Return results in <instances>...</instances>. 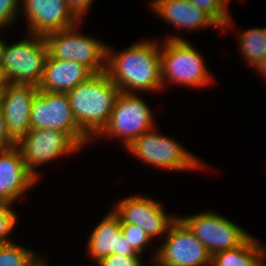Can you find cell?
<instances>
[{
    "mask_svg": "<svg viewBox=\"0 0 266 266\" xmlns=\"http://www.w3.org/2000/svg\"><path fill=\"white\" fill-rule=\"evenodd\" d=\"M158 46L155 42L140 41L127 50L112 54L107 46L105 72L122 92L158 91L162 88Z\"/></svg>",
    "mask_w": 266,
    "mask_h": 266,
    "instance_id": "1",
    "label": "cell"
},
{
    "mask_svg": "<svg viewBox=\"0 0 266 266\" xmlns=\"http://www.w3.org/2000/svg\"><path fill=\"white\" fill-rule=\"evenodd\" d=\"M120 92L106 72L92 75L67 92L74 118L89 139L107 126Z\"/></svg>",
    "mask_w": 266,
    "mask_h": 266,
    "instance_id": "2",
    "label": "cell"
},
{
    "mask_svg": "<svg viewBox=\"0 0 266 266\" xmlns=\"http://www.w3.org/2000/svg\"><path fill=\"white\" fill-rule=\"evenodd\" d=\"M30 37L11 46L4 43L0 65L8 83L37 87L41 83L48 45L43 36Z\"/></svg>",
    "mask_w": 266,
    "mask_h": 266,
    "instance_id": "3",
    "label": "cell"
},
{
    "mask_svg": "<svg viewBox=\"0 0 266 266\" xmlns=\"http://www.w3.org/2000/svg\"><path fill=\"white\" fill-rule=\"evenodd\" d=\"M160 48L162 87L166 80L201 87L210 82L204 60L188 41L171 36Z\"/></svg>",
    "mask_w": 266,
    "mask_h": 266,
    "instance_id": "4",
    "label": "cell"
},
{
    "mask_svg": "<svg viewBox=\"0 0 266 266\" xmlns=\"http://www.w3.org/2000/svg\"><path fill=\"white\" fill-rule=\"evenodd\" d=\"M31 129L65 132L80 148L91 141L78 126L67 93L38 90L31 105Z\"/></svg>",
    "mask_w": 266,
    "mask_h": 266,
    "instance_id": "5",
    "label": "cell"
},
{
    "mask_svg": "<svg viewBox=\"0 0 266 266\" xmlns=\"http://www.w3.org/2000/svg\"><path fill=\"white\" fill-rule=\"evenodd\" d=\"M76 31L74 26L47 34L48 53L56 59L81 63L94 74L105 72L107 45Z\"/></svg>",
    "mask_w": 266,
    "mask_h": 266,
    "instance_id": "6",
    "label": "cell"
},
{
    "mask_svg": "<svg viewBox=\"0 0 266 266\" xmlns=\"http://www.w3.org/2000/svg\"><path fill=\"white\" fill-rule=\"evenodd\" d=\"M151 129L126 148L144 163L170 170H189L202 168L203 163L182 148L178 142L169 137L153 132Z\"/></svg>",
    "mask_w": 266,
    "mask_h": 266,
    "instance_id": "7",
    "label": "cell"
},
{
    "mask_svg": "<svg viewBox=\"0 0 266 266\" xmlns=\"http://www.w3.org/2000/svg\"><path fill=\"white\" fill-rule=\"evenodd\" d=\"M153 115L136 93L120 92L107 126L99 135L123 138L125 149L145 132L154 129Z\"/></svg>",
    "mask_w": 266,
    "mask_h": 266,
    "instance_id": "8",
    "label": "cell"
},
{
    "mask_svg": "<svg viewBox=\"0 0 266 266\" xmlns=\"http://www.w3.org/2000/svg\"><path fill=\"white\" fill-rule=\"evenodd\" d=\"M167 235V236H166ZM165 243L153 257L157 266H210L212 256L180 219L171 225Z\"/></svg>",
    "mask_w": 266,
    "mask_h": 266,
    "instance_id": "9",
    "label": "cell"
},
{
    "mask_svg": "<svg viewBox=\"0 0 266 266\" xmlns=\"http://www.w3.org/2000/svg\"><path fill=\"white\" fill-rule=\"evenodd\" d=\"M179 218L202 242L211 256L240 246L250 236L240 226L212 211Z\"/></svg>",
    "mask_w": 266,
    "mask_h": 266,
    "instance_id": "10",
    "label": "cell"
},
{
    "mask_svg": "<svg viewBox=\"0 0 266 266\" xmlns=\"http://www.w3.org/2000/svg\"><path fill=\"white\" fill-rule=\"evenodd\" d=\"M16 146L29 172L38 179L35 167L58 156L76 152L80 147L65 133L51 129H31Z\"/></svg>",
    "mask_w": 266,
    "mask_h": 266,
    "instance_id": "11",
    "label": "cell"
},
{
    "mask_svg": "<svg viewBox=\"0 0 266 266\" xmlns=\"http://www.w3.org/2000/svg\"><path fill=\"white\" fill-rule=\"evenodd\" d=\"M121 224H134L141 227L152 239L157 235L168 233L178 217L166 215L160 202L144 196L129 197L121 200L113 210ZM167 230V231H166Z\"/></svg>",
    "mask_w": 266,
    "mask_h": 266,
    "instance_id": "12",
    "label": "cell"
},
{
    "mask_svg": "<svg viewBox=\"0 0 266 266\" xmlns=\"http://www.w3.org/2000/svg\"><path fill=\"white\" fill-rule=\"evenodd\" d=\"M38 92L34 85L8 83L0 93V108L10 136L17 142L31 130V105Z\"/></svg>",
    "mask_w": 266,
    "mask_h": 266,
    "instance_id": "13",
    "label": "cell"
},
{
    "mask_svg": "<svg viewBox=\"0 0 266 266\" xmlns=\"http://www.w3.org/2000/svg\"><path fill=\"white\" fill-rule=\"evenodd\" d=\"M29 32L45 37L47 34L74 27L79 21L65 0H23Z\"/></svg>",
    "mask_w": 266,
    "mask_h": 266,
    "instance_id": "14",
    "label": "cell"
},
{
    "mask_svg": "<svg viewBox=\"0 0 266 266\" xmlns=\"http://www.w3.org/2000/svg\"><path fill=\"white\" fill-rule=\"evenodd\" d=\"M36 180L16 145L0 150V201L12 204Z\"/></svg>",
    "mask_w": 266,
    "mask_h": 266,
    "instance_id": "15",
    "label": "cell"
},
{
    "mask_svg": "<svg viewBox=\"0 0 266 266\" xmlns=\"http://www.w3.org/2000/svg\"><path fill=\"white\" fill-rule=\"evenodd\" d=\"M94 73L85 65L53 58L47 55L43 77L38 90L54 93H67Z\"/></svg>",
    "mask_w": 266,
    "mask_h": 266,
    "instance_id": "16",
    "label": "cell"
},
{
    "mask_svg": "<svg viewBox=\"0 0 266 266\" xmlns=\"http://www.w3.org/2000/svg\"><path fill=\"white\" fill-rule=\"evenodd\" d=\"M153 9L168 23L186 29L219 25L204 11L189 0H153Z\"/></svg>",
    "mask_w": 266,
    "mask_h": 266,
    "instance_id": "17",
    "label": "cell"
},
{
    "mask_svg": "<svg viewBox=\"0 0 266 266\" xmlns=\"http://www.w3.org/2000/svg\"><path fill=\"white\" fill-rule=\"evenodd\" d=\"M121 234V221L113 211L105 216L94 228L88 241V252L98 262L110 254H118V244Z\"/></svg>",
    "mask_w": 266,
    "mask_h": 266,
    "instance_id": "18",
    "label": "cell"
},
{
    "mask_svg": "<svg viewBox=\"0 0 266 266\" xmlns=\"http://www.w3.org/2000/svg\"><path fill=\"white\" fill-rule=\"evenodd\" d=\"M255 239L249 236L240 246L216 253L211 266H262L266 249Z\"/></svg>",
    "mask_w": 266,
    "mask_h": 266,
    "instance_id": "19",
    "label": "cell"
},
{
    "mask_svg": "<svg viewBox=\"0 0 266 266\" xmlns=\"http://www.w3.org/2000/svg\"><path fill=\"white\" fill-rule=\"evenodd\" d=\"M239 38L242 56L254 67L266 55V28H251Z\"/></svg>",
    "mask_w": 266,
    "mask_h": 266,
    "instance_id": "20",
    "label": "cell"
},
{
    "mask_svg": "<svg viewBox=\"0 0 266 266\" xmlns=\"http://www.w3.org/2000/svg\"><path fill=\"white\" fill-rule=\"evenodd\" d=\"M39 260L33 251L17 244H0V266H34Z\"/></svg>",
    "mask_w": 266,
    "mask_h": 266,
    "instance_id": "21",
    "label": "cell"
},
{
    "mask_svg": "<svg viewBox=\"0 0 266 266\" xmlns=\"http://www.w3.org/2000/svg\"><path fill=\"white\" fill-rule=\"evenodd\" d=\"M202 11L207 13L220 28H227L232 25L225 0H189Z\"/></svg>",
    "mask_w": 266,
    "mask_h": 266,
    "instance_id": "22",
    "label": "cell"
},
{
    "mask_svg": "<svg viewBox=\"0 0 266 266\" xmlns=\"http://www.w3.org/2000/svg\"><path fill=\"white\" fill-rule=\"evenodd\" d=\"M121 233L138 254L143 252L144 247L151 241L147 233L134 224H121Z\"/></svg>",
    "mask_w": 266,
    "mask_h": 266,
    "instance_id": "23",
    "label": "cell"
},
{
    "mask_svg": "<svg viewBox=\"0 0 266 266\" xmlns=\"http://www.w3.org/2000/svg\"><path fill=\"white\" fill-rule=\"evenodd\" d=\"M12 204L0 201V244L12 243L7 236L14 229L17 222V215L11 209Z\"/></svg>",
    "mask_w": 266,
    "mask_h": 266,
    "instance_id": "24",
    "label": "cell"
},
{
    "mask_svg": "<svg viewBox=\"0 0 266 266\" xmlns=\"http://www.w3.org/2000/svg\"><path fill=\"white\" fill-rule=\"evenodd\" d=\"M139 256H122L119 254H110L100 259L99 266H143Z\"/></svg>",
    "mask_w": 266,
    "mask_h": 266,
    "instance_id": "25",
    "label": "cell"
},
{
    "mask_svg": "<svg viewBox=\"0 0 266 266\" xmlns=\"http://www.w3.org/2000/svg\"><path fill=\"white\" fill-rule=\"evenodd\" d=\"M19 0H0V28L6 27L14 21L19 11Z\"/></svg>",
    "mask_w": 266,
    "mask_h": 266,
    "instance_id": "26",
    "label": "cell"
},
{
    "mask_svg": "<svg viewBox=\"0 0 266 266\" xmlns=\"http://www.w3.org/2000/svg\"><path fill=\"white\" fill-rule=\"evenodd\" d=\"M66 5L72 14L79 20L82 15H85L89 6L94 0H65Z\"/></svg>",
    "mask_w": 266,
    "mask_h": 266,
    "instance_id": "27",
    "label": "cell"
},
{
    "mask_svg": "<svg viewBox=\"0 0 266 266\" xmlns=\"http://www.w3.org/2000/svg\"><path fill=\"white\" fill-rule=\"evenodd\" d=\"M16 145V141L10 136L6 121L0 108V150L7 149Z\"/></svg>",
    "mask_w": 266,
    "mask_h": 266,
    "instance_id": "28",
    "label": "cell"
},
{
    "mask_svg": "<svg viewBox=\"0 0 266 266\" xmlns=\"http://www.w3.org/2000/svg\"><path fill=\"white\" fill-rule=\"evenodd\" d=\"M118 254L122 256H139V254L131 247L127 239L120 234L118 244Z\"/></svg>",
    "mask_w": 266,
    "mask_h": 266,
    "instance_id": "29",
    "label": "cell"
},
{
    "mask_svg": "<svg viewBox=\"0 0 266 266\" xmlns=\"http://www.w3.org/2000/svg\"><path fill=\"white\" fill-rule=\"evenodd\" d=\"M254 68L266 76V55L258 64L254 66Z\"/></svg>",
    "mask_w": 266,
    "mask_h": 266,
    "instance_id": "30",
    "label": "cell"
},
{
    "mask_svg": "<svg viewBox=\"0 0 266 266\" xmlns=\"http://www.w3.org/2000/svg\"><path fill=\"white\" fill-rule=\"evenodd\" d=\"M8 84L5 76L3 75V70L0 65V93L5 89L6 85Z\"/></svg>",
    "mask_w": 266,
    "mask_h": 266,
    "instance_id": "31",
    "label": "cell"
},
{
    "mask_svg": "<svg viewBox=\"0 0 266 266\" xmlns=\"http://www.w3.org/2000/svg\"><path fill=\"white\" fill-rule=\"evenodd\" d=\"M3 46H4V42H3V40L1 41V39H0V59H1V55H2Z\"/></svg>",
    "mask_w": 266,
    "mask_h": 266,
    "instance_id": "32",
    "label": "cell"
},
{
    "mask_svg": "<svg viewBox=\"0 0 266 266\" xmlns=\"http://www.w3.org/2000/svg\"><path fill=\"white\" fill-rule=\"evenodd\" d=\"M34 266H45V264L39 260Z\"/></svg>",
    "mask_w": 266,
    "mask_h": 266,
    "instance_id": "33",
    "label": "cell"
}]
</instances>
